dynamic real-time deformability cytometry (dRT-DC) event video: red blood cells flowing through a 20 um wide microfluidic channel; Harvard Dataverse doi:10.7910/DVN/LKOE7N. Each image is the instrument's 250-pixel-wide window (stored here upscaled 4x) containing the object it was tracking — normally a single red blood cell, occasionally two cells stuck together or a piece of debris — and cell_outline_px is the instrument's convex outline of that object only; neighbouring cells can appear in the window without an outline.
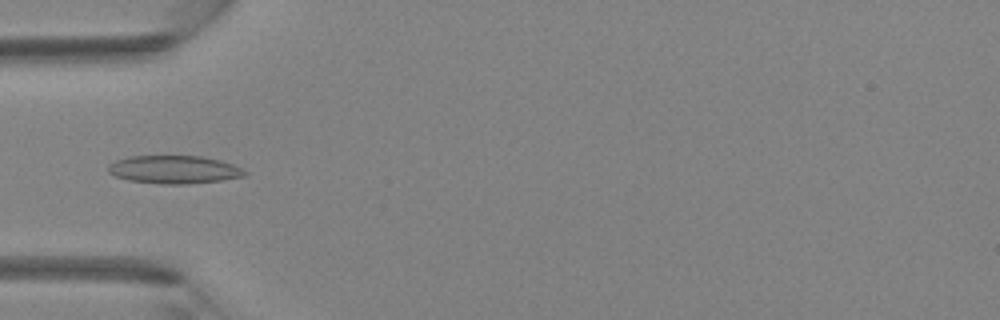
{"species": "Egyptian fruit bat (a non-hibernating species)", "species_latin": "Rousettus aegyptiacus", "temperature_condition": "room temperature", "stored_images_in_passage": 35, "camera_frame_rate_fps": 3000, "um_per_image_px": 0.085, "animal": {"sex": "female"}, "frame": {"image": 1, "passage_image": 5, "time_ms": 1.333, "image_size_px": [1000, 320], "cell_outline_px": [[248, 172], [244, 176], [220, 180], [188, 184], [160, 184], [128, 180], [116, 176], [108, 172], [108, 164], [116, 160], [128, 156], [200, 156], [220, 160], [232, 164]], "centroid_in_image_um": [14.77, 14.41], "position_along_channel_um": 70.2, "area_um2": 22.25}}
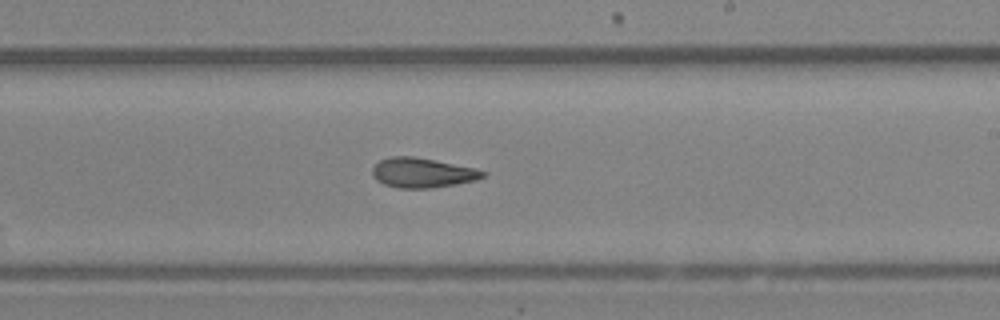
{"frame": {"image": 2, "passage_image": 17, "time_ms": 5.333, "image_size_px": [1000, 320], "cell_outline_px": [[488, 176], [476, 180], [456, 184], [428, 188], [396, 188], [384, 184], [376, 180], [372, 176], [372, 168], [380, 160], [392, 156], [416, 156], [476, 168], [488, 172]], "centroid_in_image_um": [35.93, 14.68], "position_along_channel_um": 253.1, "area_um2": 19.42}}
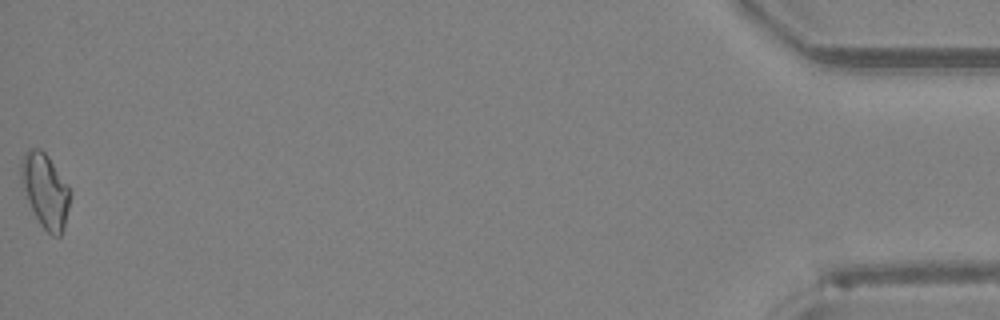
{"frame": {"image": 3, "passage_image": 35, "time_ms": 11.333, "image_size_px": [1000, 320], "cell_outline_px": [[72, 192], [64, 228], [60, 236], [52, 236], [40, 224], [28, 200], [24, 188], [20, 172], [20, 164], [24, 152], [28, 148], [40, 148], [48, 156], [68, 184]], "centroid_in_image_um": [3.87, 16.18], "position_along_channel_um": 431.3, "area_um2": 21.1}}